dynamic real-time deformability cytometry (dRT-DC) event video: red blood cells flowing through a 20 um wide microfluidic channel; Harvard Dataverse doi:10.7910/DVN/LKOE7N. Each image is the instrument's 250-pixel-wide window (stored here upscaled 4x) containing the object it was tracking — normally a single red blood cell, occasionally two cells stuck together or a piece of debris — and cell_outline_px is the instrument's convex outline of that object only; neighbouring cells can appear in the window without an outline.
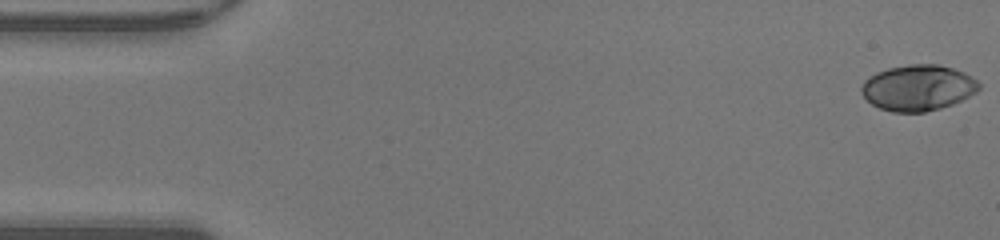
{"species": "human", "species_latin": "Homo sapiens", "temperature_condition": "warm", "stored_images_in_passage": 47, "camera_frame_rate_fps": 3000, "um_per_image_px": 0.085, "donor": {"sex": "male"}, "frame": {"image": 1, "passage_image": 1, "time_ms": 0.0, "image_size_px": [1000, 240], "cell_outline_px": [[980, 88], [976, 92], [952, 104], [940, 108], [924, 112], [892, 112], [880, 108], [872, 104], [860, 92], [860, 88], [864, 80], [876, 72], [888, 68], [912, 64], [940, 64], [964, 72], [976, 80], [980, 84]], "centroid_in_image_um": [78.01, 7.45], "position_along_channel_um": 7.0, "area_um2": 31.33}}
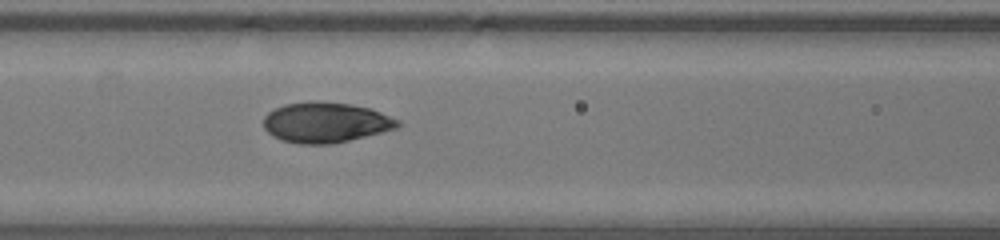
{"frame": {"image": 2, "passage_image": 20, "time_ms": 6.333, "image_size_px": [1000, 240], "cell_outline_px": [[400, 124], [396, 128], [332, 144], [300, 144], [284, 140], [272, 136], [264, 128], [264, 116], [268, 112], [284, 104], [308, 100], [316, 100], [348, 104], [372, 108], [400, 120]], "centroid_in_image_um": [27.66, 10.39], "position_along_channel_um": 138.9, "area_um2": 31.56}}
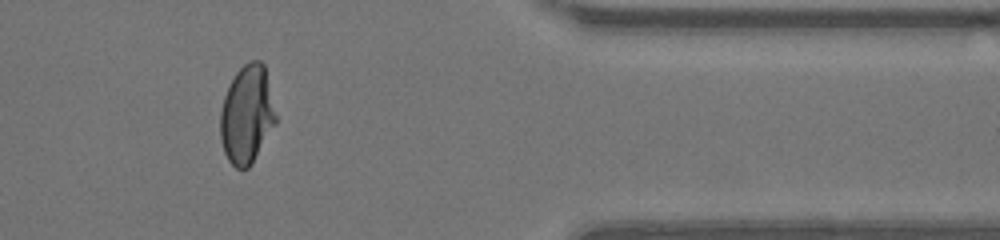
{"frame": {"image": 3, "passage_image": 39, "time_ms": 12.667, "image_size_px": [1000, 240], "cell_outline_px": [[276, 124], [252, 164], [248, 168], [236, 168], [228, 160], [224, 152], [220, 136], [220, 112], [224, 96], [236, 72], [248, 60], [260, 60], [264, 64], [276, 116]], "centroid_in_image_um": [20.98, 9.75], "position_along_channel_um": 390.4, "area_um2": 31.67}, "authors_computed_cell_mechanics": {"area_um2": 31.5588, "velocity_mm_per_s": 4.3883, "shape_relaxation_time_tau1_ms": 4.1288, "shape_relaxation_time_tau2_ms": null, "deformation_change_tau1": 0.1976, "deformation_change_tau2": null}}